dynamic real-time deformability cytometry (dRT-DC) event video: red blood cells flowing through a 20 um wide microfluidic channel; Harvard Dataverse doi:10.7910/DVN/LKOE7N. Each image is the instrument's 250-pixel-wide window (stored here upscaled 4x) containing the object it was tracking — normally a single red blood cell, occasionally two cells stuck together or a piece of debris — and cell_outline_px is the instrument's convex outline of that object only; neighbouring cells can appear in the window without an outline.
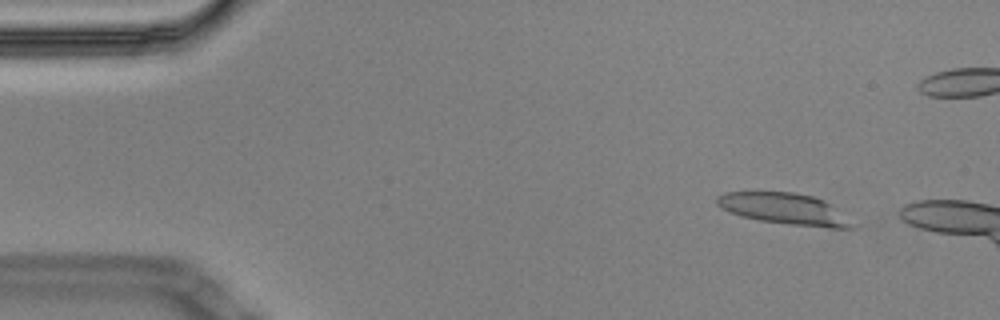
{"species": "Egyptian fruit bat (a non-hibernating species)", "species_latin": "Rousettus aegyptiacus", "temperature_condition": "cold", "stored_images_in_passage": 4, "camera_frame_rate_fps": 3000, "um_per_image_px": 0.085, "animal": {"sex": "male"}, "frame": {"image": 1, "passage_image": 2, "time_ms": 0.333, "image_size_px": [1000, 320], "cell_outline_px": [[860, 224], [856, 228], [828, 228], [792, 224], [760, 220], [740, 216], [728, 212], [720, 208], [716, 204], [716, 196], [724, 192], [792, 192], [812, 196], [824, 200]], "centroid_in_image_um": [66.73, 17.76], "position_along_channel_um": 18.3, "area_um2": 25.03}}